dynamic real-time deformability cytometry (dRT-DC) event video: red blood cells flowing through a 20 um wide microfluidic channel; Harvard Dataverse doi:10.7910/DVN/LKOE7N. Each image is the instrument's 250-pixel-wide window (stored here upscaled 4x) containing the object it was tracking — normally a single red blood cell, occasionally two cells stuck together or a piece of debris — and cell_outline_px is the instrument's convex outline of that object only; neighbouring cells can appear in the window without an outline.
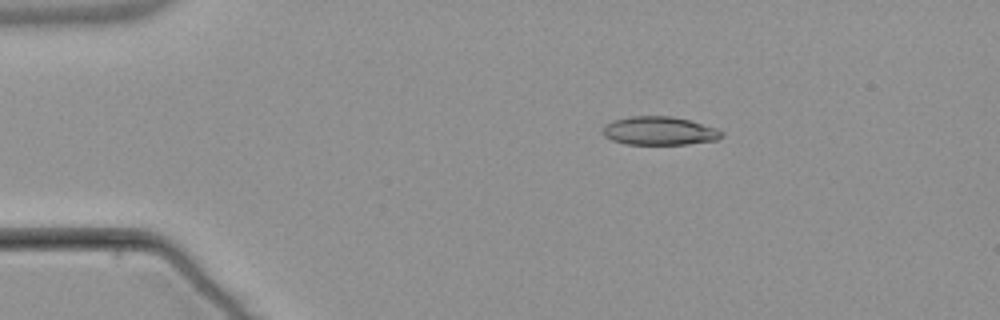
{"species": "common noctule bat (a hibernating species)", "species_latin": "Nyctalus noctula", "temperature_condition": "warm", "stored_images_in_passage": 8, "camera_frame_rate_fps": 3000, "um_per_image_px": 0.085, "animal": {"sex": "male", "body_mass_g": 21.5, "forearm_length_mm": 52.0}, "frame": {"image": 1, "passage_image": 2, "time_ms": 2.0, "image_size_px": [1000, 320], "cell_outline_px": [[724, 136], [716, 140], [688, 144], [624, 144], [612, 140], [604, 136], [604, 124], [612, 120], [628, 116], [672, 116], [688, 120], [716, 128], [724, 132]], "centroid_in_image_um": [56.04, 11.12], "position_along_channel_um": 29.0, "area_um2": 19.77}}
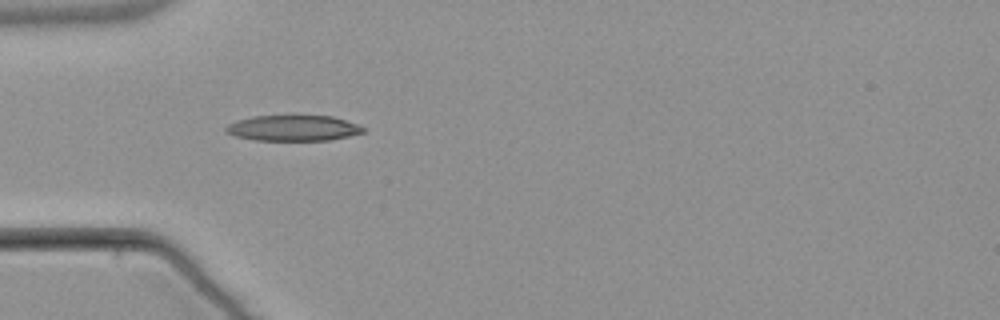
{"frame": {"image": 2, "passage_image": 4, "time_ms": 4.333, "image_size_px": [1000, 320], "cell_outline_px": [[364, 132], [332, 140], [256, 140], [236, 136], [224, 132], [224, 128], [228, 124], [236, 120], [252, 116], [332, 116], [356, 124], [364, 128]], "centroid_in_image_um": [24.87, 10.89], "position_along_channel_um": 60.1, "area_um2": 20.4}}
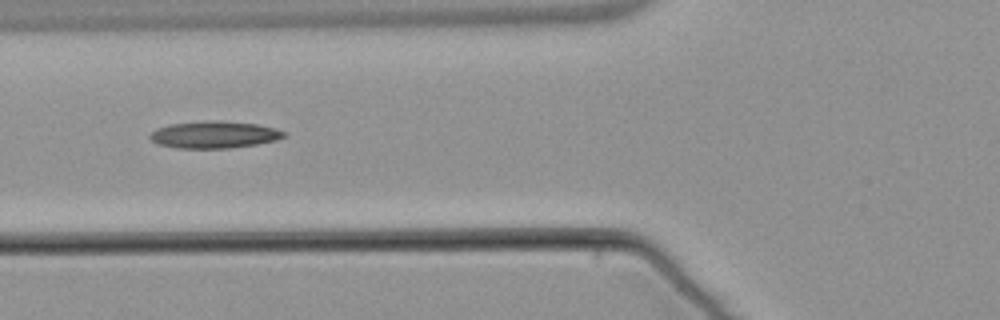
{"frame": {"image": 3, "passage_image": 5, "time_ms": 5.667, "image_size_px": [1000, 320], "cell_outline_px": [[284, 136], [276, 140], [256, 144], [228, 148], [176, 148], [160, 144], [152, 140], [148, 136], [156, 128], [168, 124], [208, 120], [216, 120], [256, 124], [276, 128], [284, 132]], "centroid_in_image_um": [18.17, 11.44], "position_along_channel_um": 107.6, "area_um2": 20.98}}